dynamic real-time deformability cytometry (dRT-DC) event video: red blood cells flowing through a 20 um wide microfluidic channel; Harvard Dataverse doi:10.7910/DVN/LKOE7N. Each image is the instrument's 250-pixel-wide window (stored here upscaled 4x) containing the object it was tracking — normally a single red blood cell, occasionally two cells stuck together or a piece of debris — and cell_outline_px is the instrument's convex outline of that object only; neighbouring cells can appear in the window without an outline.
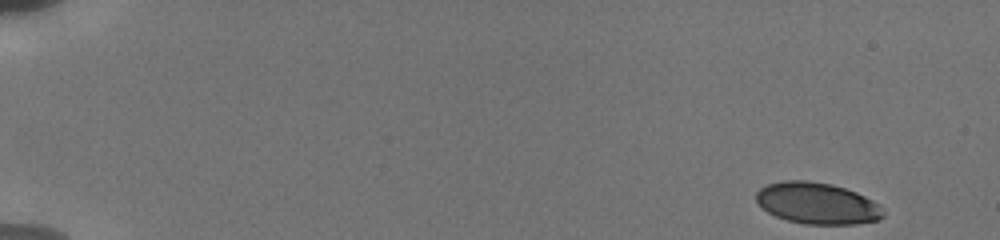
{"species": "human", "species_latin": "Homo sapiens", "temperature_condition": "cold", "stored_images_in_passage": 10, "camera_frame_rate_fps": 3000, "um_per_image_px": 0.085, "donor": {"sex": "male"}, "frame": {"image": 1, "passage_image": 1, "time_ms": 0.0, "image_size_px": [1000, 240], "cell_outline_px": [[884, 216], [880, 220], [856, 224], [804, 224], [788, 220], [776, 216], [768, 212], [756, 200], [756, 192], [760, 188], [768, 184], [784, 180], [808, 180], [832, 184], [856, 192], [880, 204], [884, 212]], "centroid_in_image_um": [69.49, 17.28], "position_along_channel_um": 15.5, "area_um2": 30.75}}
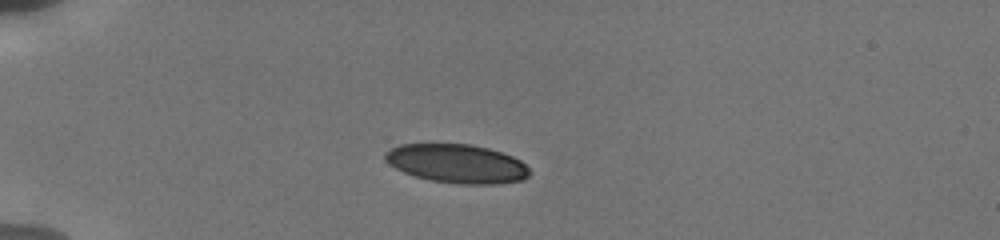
{"frame": {"image": 2, "passage_image": 7, "time_ms": 4.0, "image_size_px": [1000, 240], "cell_outline_px": [[532, 172], [524, 180], [496, 184], [460, 184], [432, 180], [416, 176], [404, 172], [388, 164], [384, 160], [384, 152], [400, 144], [468, 144], [488, 148], [512, 156], [520, 160]], "centroid_in_image_um": [38.84, 13.91], "position_along_channel_um": 46.2, "area_um2": 32.6}}
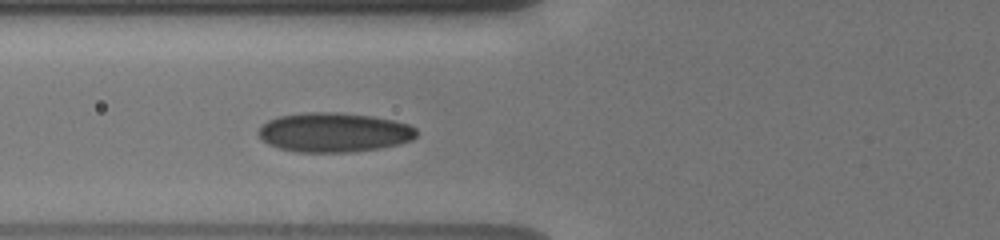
{"frame": {"image": 3, "passage_image": 10, "time_ms": 6.333, "image_size_px": [1000, 240], "cell_outline_px": [[416, 136], [412, 140], [400, 144], [380, 148], [352, 152], [296, 152], [280, 148], [268, 144], [256, 132], [268, 120], [280, 116], [304, 112], [340, 112], [372, 116], [392, 120], [408, 124], [416, 128]], "centroid_in_image_um": [28.4, 11.25], "position_along_channel_um": 97.4, "area_um2": 36.36}}